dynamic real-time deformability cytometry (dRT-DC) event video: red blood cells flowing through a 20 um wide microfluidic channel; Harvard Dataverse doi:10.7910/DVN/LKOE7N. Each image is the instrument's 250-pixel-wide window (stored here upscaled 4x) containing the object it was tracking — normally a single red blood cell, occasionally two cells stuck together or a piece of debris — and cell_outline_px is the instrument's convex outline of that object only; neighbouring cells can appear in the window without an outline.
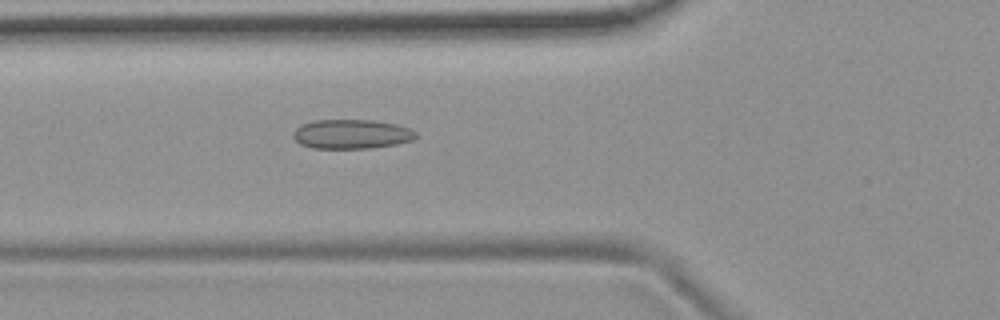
{"species": "common noctule bat (a hibernating species)", "species_latin": "Nyctalus noctula", "temperature_condition": "room temperature", "stored_images_in_passage": 44, "camera_frame_rate_fps": 3000, "um_per_image_px": 0.085, "animal": {"sex": "female", "body_mass_g": 19.9}, "frame": {"image": 1, "passage_image": 10, "time_ms": 3.0, "image_size_px": [1000, 320], "cell_outline_px": [[416, 136], [412, 140], [396, 144], [368, 148], [312, 148], [300, 144], [292, 136], [292, 132], [300, 124], [312, 120], [372, 120], [396, 124], [412, 128], [416, 132]], "centroid_in_image_um": [29.85, 11.39], "position_along_channel_um": 95.9, "area_um2": 21.1}}
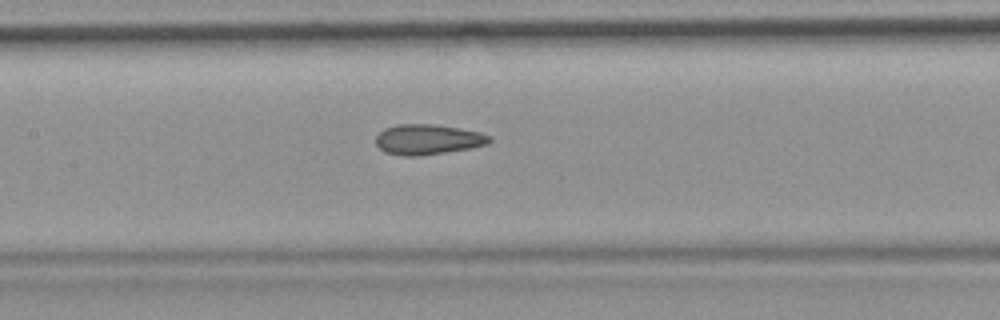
{"frame": {"image": 2, "passage_image": 16, "time_ms": 5.0, "image_size_px": [1000, 320], "cell_outline_px": [[492, 140], [488, 144], [468, 148], [420, 156], [404, 156], [384, 152], [376, 144], [376, 136], [384, 128], [396, 124], [432, 124], [460, 128], [480, 132], [492, 136]], "centroid_in_image_um": [36.36, 11.84], "position_along_channel_um": 171.0, "area_um2": 20.06}}
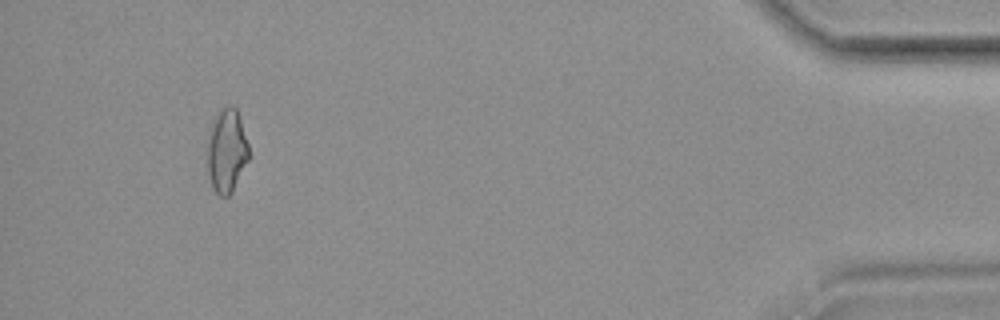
{"frame": {"image": 3, "passage_image": 41, "time_ms": 13.333, "image_size_px": [1000, 320], "cell_outline_px": [[248, 160], [232, 192], [228, 196], [220, 196], [212, 188], [208, 172], [208, 144], [212, 124], [216, 116], [228, 104], [232, 104], [236, 108], [248, 144]], "centroid_in_image_um": [19.27, 12.85], "position_along_channel_um": 415.9, "area_um2": 19.71}, "authors_computed_cell_mechanics": {"area_um2": 19.8254, "velocity_mm_per_s": 3.7342, "shape_relaxation_time_tau1_ms": null, "shape_relaxation_time_tau2_ms": 2.7822, "deformation_change_tau1": null, "deformation_change_tau2": 0.1061}}